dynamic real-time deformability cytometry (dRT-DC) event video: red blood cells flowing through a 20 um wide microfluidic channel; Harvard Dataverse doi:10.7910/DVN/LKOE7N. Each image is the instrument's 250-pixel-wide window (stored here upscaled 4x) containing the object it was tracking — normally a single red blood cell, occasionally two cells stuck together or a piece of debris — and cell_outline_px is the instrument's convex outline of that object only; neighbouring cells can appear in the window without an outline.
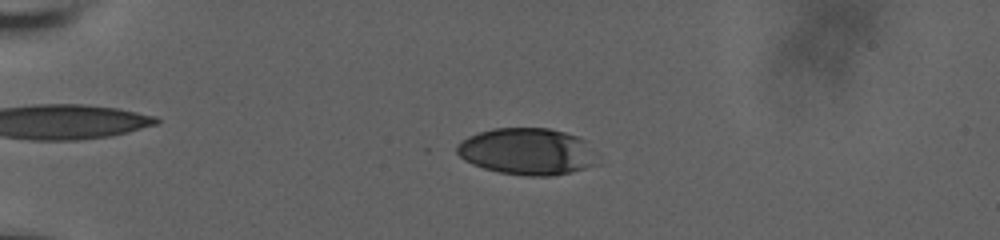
{"species": "human", "species_latin": "Homo sapiens", "temperature_condition": "room temperature", "stored_images_in_passage": 59, "camera_frame_rate_fps": 3000, "um_per_image_px": 0.085, "donor": {"sex": "male"}, "frame": {"image": 1, "passage_image": 16, "time_ms": 5.0, "image_size_px": [1000, 240], "cell_outline_px": [[592, 164], [584, 168], [572, 172], [552, 176], [524, 176], [500, 172], [484, 168], [472, 164], [464, 160], [456, 152], [456, 148], [468, 136], [492, 128], [548, 128], [564, 132], [576, 136], [584, 140]], "centroid_in_image_um": [44.69, 12.88], "position_along_channel_um": 40.3, "area_um2": 37.28}}
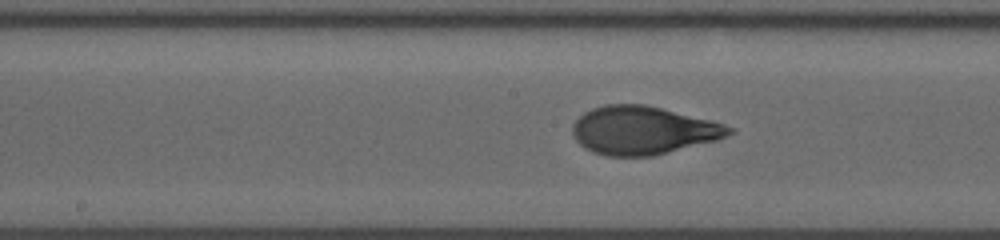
{"frame": {"image": 2, "passage_image": 33, "time_ms": 10.667, "image_size_px": [1000, 240], "cell_outline_px": [[736, 132], [716, 140], [652, 156], [604, 156], [592, 152], [584, 148], [572, 136], [572, 124], [584, 112], [592, 108], [604, 104], [644, 104], [712, 120], [724, 124], [732, 128]], "centroid_in_image_um": [54.62, 11.08], "position_along_channel_um": 193.6, "area_um2": 44.04}}
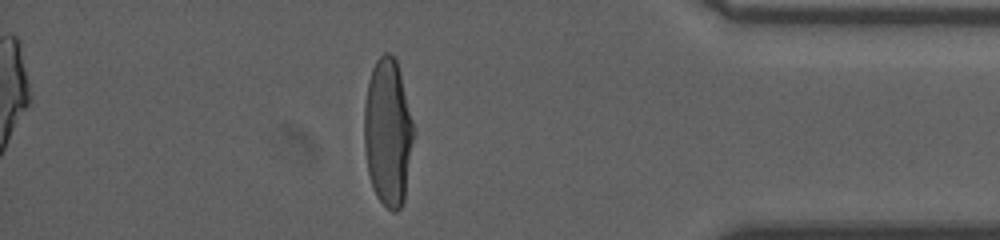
{"frame": {"image": 3, "passage_image": 52, "time_ms": 17.0, "image_size_px": [1000, 240], "cell_outline_px": [[412, 140], [404, 200], [400, 208], [396, 212], [392, 212], [376, 196], [372, 188], [368, 172], [364, 148], [364, 104], [368, 80], [372, 68], [376, 60], [384, 52], [388, 52], [396, 60], [400, 72], [412, 120]], "centroid_in_image_um": [32.93, 11.24], "position_along_channel_um": 402.3, "area_um2": 42.02}, "authors_computed_cell_mechanics": {"area_um2": 42.5408, "velocity_mm_per_s": 3.7296, "shape_relaxation_time_tau1_ms": 4.8885, "shape_relaxation_time_tau2_ms": 0.7791, "deformation_change_tau1": 0.2197, "deformation_change_tau2": 0.0668}}